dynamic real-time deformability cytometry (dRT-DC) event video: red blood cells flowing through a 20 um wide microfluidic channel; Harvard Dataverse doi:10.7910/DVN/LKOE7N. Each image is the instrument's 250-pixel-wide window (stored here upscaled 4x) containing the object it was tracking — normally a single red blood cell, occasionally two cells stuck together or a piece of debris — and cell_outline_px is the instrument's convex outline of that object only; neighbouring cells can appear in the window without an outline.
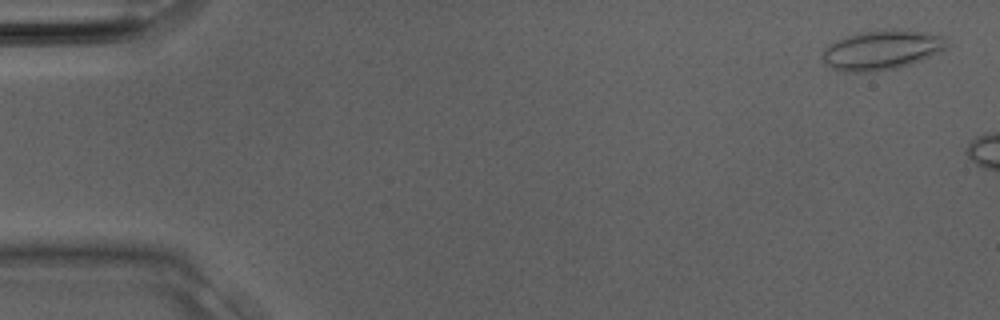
{"species": "Egyptian fruit bat (a non-hibernating species)", "species_latin": "Rousettus aegyptiacus", "temperature_condition": "room temperature", "stored_images_in_passage": 4, "camera_frame_rate_fps": 3000, "um_per_image_px": 0.085, "animal": {"sex": "male"}, "frame": {"image": 1, "passage_image": 1, "time_ms": 0.0, "image_size_px": [1000, 320], "cell_outline_px": [[948, 48], [912, 64], [896, 68], [876, 72], [844, 72], [832, 68], [824, 64], [820, 56], [824, 48], [836, 40], [856, 32], [892, 28], [928, 32], [944, 36]], "centroid_in_image_um": [74.92, 4.24], "position_along_channel_um": 10.1, "area_um2": 29.3}}